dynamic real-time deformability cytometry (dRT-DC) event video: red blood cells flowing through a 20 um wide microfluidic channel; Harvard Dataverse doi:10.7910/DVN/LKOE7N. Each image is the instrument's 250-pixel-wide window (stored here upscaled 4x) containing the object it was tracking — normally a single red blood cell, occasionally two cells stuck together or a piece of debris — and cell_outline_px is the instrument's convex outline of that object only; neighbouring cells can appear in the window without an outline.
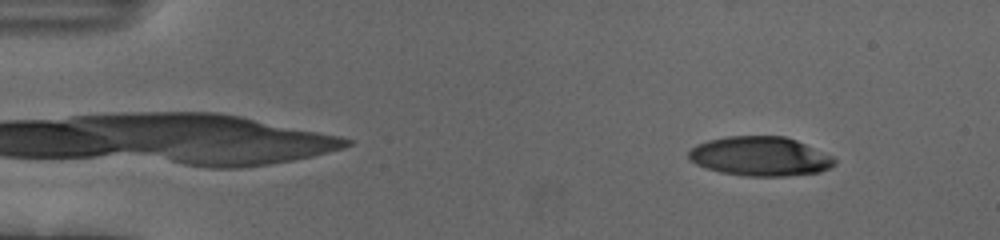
{"species": "human", "species_latin": "Homo sapiens", "temperature_condition": "cold", "stored_images_in_passage": 55, "camera_frame_rate_fps": 3000, "um_per_image_px": 0.085, "donor": {"sex": "female"}, "frame": {"image": 1, "passage_image": 6, "time_ms": 1.667, "image_size_px": [1000, 240], "cell_outline_px": [[836, 164], [820, 172], [784, 176], [744, 176], [720, 172], [696, 164], [688, 160], [688, 152], [696, 144], [708, 140], [728, 136], [784, 136], [796, 140], [832, 156], [836, 160]], "centroid_in_image_um": [64.59, 13.29], "position_along_channel_um": 20.4, "area_um2": 33.35}}
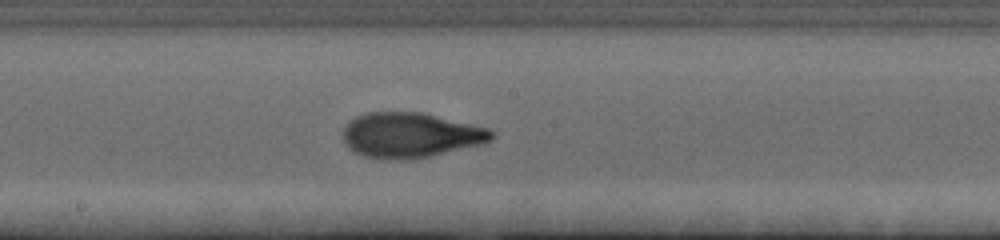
{"frame": {"image": 2, "passage_image": 30, "time_ms": 9.667, "image_size_px": [1000, 240], "cell_outline_px": [[492, 136], [488, 140], [480, 144], [412, 160], [380, 160], [364, 156], [348, 148], [344, 140], [344, 128], [356, 116], [364, 112], [424, 112], [488, 128], [492, 132]], "centroid_in_image_um": [34.84, 11.49], "position_along_channel_um": 213.4, "area_um2": 38.9}}
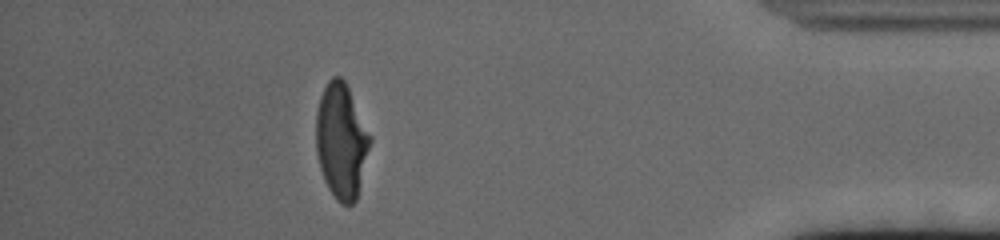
{"frame": {"image": 3, "passage_image": 49, "time_ms": 16.0, "image_size_px": [1000, 240], "cell_outline_px": [[372, 140], [356, 200], [352, 204], [340, 204], [336, 200], [328, 188], [324, 180], [320, 168], [316, 152], [316, 112], [320, 96], [328, 80], [332, 76], [340, 76], [344, 80], [372, 136]], "centroid_in_image_um": [29.01, 11.99], "position_along_channel_um": 406.2, "area_um2": 36.36}, "authors_computed_cell_mechanics": {"area_um2": 36.5874, "velocity_mm_per_s": 3.7014, "shape_relaxation_time_tau1_ms": 3.9392, "shape_relaxation_time_tau2_ms": 1.4702, "deformation_change_tau1": 0.2211, "deformation_change_tau2": 0.0798}}